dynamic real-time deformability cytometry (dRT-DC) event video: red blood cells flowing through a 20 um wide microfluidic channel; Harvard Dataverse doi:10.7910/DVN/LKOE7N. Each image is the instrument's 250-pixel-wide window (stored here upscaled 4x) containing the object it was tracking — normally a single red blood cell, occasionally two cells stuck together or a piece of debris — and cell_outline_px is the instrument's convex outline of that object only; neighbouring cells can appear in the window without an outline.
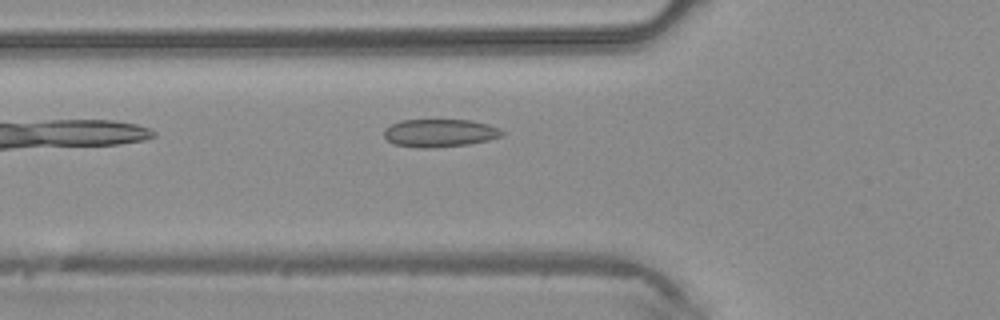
{"species": "common noctule bat (a hibernating species)", "species_latin": "Nyctalus noctula", "temperature_condition": "warm", "stored_images_in_passage": 5, "camera_frame_rate_fps": 3000, "um_per_image_px": 0.085, "animal": {"sex": "male", "body_mass_g": 20.4}, "frame": {"image": 1, "passage_image": 5, "time_ms": 1.333, "image_size_px": [1000, 320], "cell_outline_px": [[504, 136], [488, 140], [468, 144], [432, 148], [420, 148], [396, 144], [388, 140], [384, 136], [384, 128], [400, 120], [472, 120], [488, 124], [500, 128], [504, 132]], "centroid_in_image_um": [37.41, 11.3], "position_along_channel_um": 88.4, "area_um2": 19.25}}